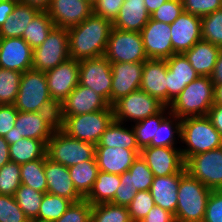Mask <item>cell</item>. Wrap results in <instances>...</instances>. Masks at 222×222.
Masks as SVG:
<instances>
[{"mask_svg":"<svg viewBox=\"0 0 222 222\" xmlns=\"http://www.w3.org/2000/svg\"><path fill=\"white\" fill-rule=\"evenodd\" d=\"M112 27L110 21L92 13L85 21L68 28L70 59L104 56Z\"/></svg>","mask_w":222,"mask_h":222,"instance_id":"cell-1","label":"cell"},{"mask_svg":"<svg viewBox=\"0 0 222 222\" xmlns=\"http://www.w3.org/2000/svg\"><path fill=\"white\" fill-rule=\"evenodd\" d=\"M214 104V83L211 77L199 76L188 84L168 106L180 119L208 115Z\"/></svg>","mask_w":222,"mask_h":222,"instance_id":"cell-2","label":"cell"},{"mask_svg":"<svg viewBox=\"0 0 222 222\" xmlns=\"http://www.w3.org/2000/svg\"><path fill=\"white\" fill-rule=\"evenodd\" d=\"M181 154L183 160L222 147V136L207 115L181 119Z\"/></svg>","mask_w":222,"mask_h":222,"instance_id":"cell-3","label":"cell"},{"mask_svg":"<svg viewBox=\"0 0 222 222\" xmlns=\"http://www.w3.org/2000/svg\"><path fill=\"white\" fill-rule=\"evenodd\" d=\"M211 189L186 170L180 173L178 202L175 213L176 222H203Z\"/></svg>","mask_w":222,"mask_h":222,"instance_id":"cell-4","label":"cell"},{"mask_svg":"<svg viewBox=\"0 0 222 222\" xmlns=\"http://www.w3.org/2000/svg\"><path fill=\"white\" fill-rule=\"evenodd\" d=\"M13 105L20 112L58 111L51 99L45 72L31 69L22 73Z\"/></svg>","mask_w":222,"mask_h":222,"instance_id":"cell-5","label":"cell"},{"mask_svg":"<svg viewBox=\"0 0 222 222\" xmlns=\"http://www.w3.org/2000/svg\"><path fill=\"white\" fill-rule=\"evenodd\" d=\"M113 120V110H98L76 116H57L58 127L65 134L95 146Z\"/></svg>","mask_w":222,"mask_h":222,"instance_id":"cell-6","label":"cell"},{"mask_svg":"<svg viewBox=\"0 0 222 222\" xmlns=\"http://www.w3.org/2000/svg\"><path fill=\"white\" fill-rule=\"evenodd\" d=\"M57 115L58 111H18L14 127L3 137L9 145L22 138H33L47 144L58 127Z\"/></svg>","mask_w":222,"mask_h":222,"instance_id":"cell-7","label":"cell"},{"mask_svg":"<svg viewBox=\"0 0 222 222\" xmlns=\"http://www.w3.org/2000/svg\"><path fill=\"white\" fill-rule=\"evenodd\" d=\"M46 155L66 167L83 161L96 160L94 144L68 136L59 127L47 142Z\"/></svg>","mask_w":222,"mask_h":222,"instance_id":"cell-8","label":"cell"},{"mask_svg":"<svg viewBox=\"0 0 222 222\" xmlns=\"http://www.w3.org/2000/svg\"><path fill=\"white\" fill-rule=\"evenodd\" d=\"M70 59L68 28L54 27L46 40L33 50L32 69L46 72Z\"/></svg>","mask_w":222,"mask_h":222,"instance_id":"cell-9","label":"cell"},{"mask_svg":"<svg viewBox=\"0 0 222 222\" xmlns=\"http://www.w3.org/2000/svg\"><path fill=\"white\" fill-rule=\"evenodd\" d=\"M104 56L110 63L145 62L148 57L141 33L112 27Z\"/></svg>","mask_w":222,"mask_h":222,"instance_id":"cell-10","label":"cell"},{"mask_svg":"<svg viewBox=\"0 0 222 222\" xmlns=\"http://www.w3.org/2000/svg\"><path fill=\"white\" fill-rule=\"evenodd\" d=\"M164 105L141 89L121 97L113 105L114 120L139 122L158 113Z\"/></svg>","mask_w":222,"mask_h":222,"instance_id":"cell-11","label":"cell"},{"mask_svg":"<svg viewBox=\"0 0 222 222\" xmlns=\"http://www.w3.org/2000/svg\"><path fill=\"white\" fill-rule=\"evenodd\" d=\"M186 172L211 190H222V147L185 160Z\"/></svg>","mask_w":222,"mask_h":222,"instance_id":"cell-12","label":"cell"},{"mask_svg":"<svg viewBox=\"0 0 222 222\" xmlns=\"http://www.w3.org/2000/svg\"><path fill=\"white\" fill-rule=\"evenodd\" d=\"M78 84L89 87L111 105L112 68L105 56L79 61Z\"/></svg>","mask_w":222,"mask_h":222,"instance_id":"cell-13","label":"cell"},{"mask_svg":"<svg viewBox=\"0 0 222 222\" xmlns=\"http://www.w3.org/2000/svg\"><path fill=\"white\" fill-rule=\"evenodd\" d=\"M53 102L59 107L79 82V61L68 59L45 72Z\"/></svg>","mask_w":222,"mask_h":222,"instance_id":"cell-14","label":"cell"},{"mask_svg":"<svg viewBox=\"0 0 222 222\" xmlns=\"http://www.w3.org/2000/svg\"><path fill=\"white\" fill-rule=\"evenodd\" d=\"M181 147L147 146L140 151L154 176H168L185 170Z\"/></svg>","mask_w":222,"mask_h":222,"instance_id":"cell-15","label":"cell"},{"mask_svg":"<svg viewBox=\"0 0 222 222\" xmlns=\"http://www.w3.org/2000/svg\"><path fill=\"white\" fill-rule=\"evenodd\" d=\"M98 110H113V108L95 91L78 84L58 107L57 116H76Z\"/></svg>","mask_w":222,"mask_h":222,"instance_id":"cell-16","label":"cell"},{"mask_svg":"<svg viewBox=\"0 0 222 222\" xmlns=\"http://www.w3.org/2000/svg\"><path fill=\"white\" fill-rule=\"evenodd\" d=\"M169 24L150 20L141 30L148 59H168L174 54Z\"/></svg>","mask_w":222,"mask_h":222,"instance_id":"cell-17","label":"cell"},{"mask_svg":"<svg viewBox=\"0 0 222 222\" xmlns=\"http://www.w3.org/2000/svg\"><path fill=\"white\" fill-rule=\"evenodd\" d=\"M144 62L111 63V106L121 97L140 89Z\"/></svg>","mask_w":222,"mask_h":222,"instance_id":"cell-18","label":"cell"},{"mask_svg":"<svg viewBox=\"0 0 222 222\" xmlns=\"http://www.w3.org/2000/svg\"><path fill=\"white\" fill-rule=\"evenodd\" d=\"M171 43L174 54H183L202 39L201 17L183 12L172 24Z\"/></svg>","mask_w":222,"mask_h":222,"instance_id":"cell-19","label":"cell"},{"mask_svg":"<svg viewBox=\"0 0 222 222\" xmlns=\"http://www.w3.org/2000/svg\"><path fill=\"white\" fill-rule=\"evenodd\" d=\"M47 13L56 27L70 28L85 21L93 5L86 0H51Z\"/></svg>","mask_w":222,"mask_h":222,"instance_id":"cell-20","label":"cell"},{"mask_svg":"<svg viewBox=\"0 0 222 222\" xmlns=\"http://www.w3.org/2000/svg\"><path fill=\"white\" fill-rule=\"evenodd\" d=\"M33 49L23 38H1L0 67L21 73L31 70Z\"/></svg>","mask_w":222,"mask_h":222,"instance_id":"cell-21","label":"cell"},{"mask_svg":"<svg viewBox=\"0 0 222 222\" xmlns=\"http://www.w3.org/2000/svg\"><path fill=\"white\" fill-rule=\"evenodd\" d=\"M167 69V106H169L181 91L197 79L199 75L188 62L184 54H173L166 59Z\"/></svg>","mask_w":222,"mask_h":222,"instance_id":"cell-22","label":"cell"},{"mask_svg":"<svg viewBox=\"0 0 222 222\" xmlns=\"http://www.w3.org/2000/svg\"><path fill=\"white\" fill-rule=\"evenodd\" d=\"M44 174L47 182V193L65 197L72 202L82 200L84 197L76 190L70 178L68 167L54 162L45 156Z\"/></svg>","mask_w":222,"mask_h":222,"instance_id":"cell-23","label":"cell"},{"mask_svg":"<svg viewBox=\"0 0 222 222\" xmlns=\"http://www.w3.org/2000/svg\"><path fill=\"white\" fill-rule=\"evenodd\" d=\"M166 59H147L144 62L140 89L167 106Z\"/></svg>","mask_w":222,"mask_h":222,"instance_id":"cell-24","label":"cell"},{"mask_svg":"<svg viewBox=\"0 0 222 222\" xmlns=\"http://www.w3.org/2000/svg\"><path fill=\"white\" fill-rule=\"evenodd\" d=\"M140 151L121 147L95 146V158L100 171L121 175L128 171Z\"/></svg>","mask_w":222,"mask_h":222,"instance_id":"cell-25","label":"cell"},{"mask_svg":"<svg viewBox=\"0 0 222 222\" xmlns=\"http://www.w3.org/2000/svg\"><path fill=\"white\" fill-rule=\"evenodd\" d=\"M149 20L150 14L144 0H124L112 25L121 31L140 33Z\"/></svg>","mask_w":222,"mask_h":222,"instance_id":"cell-26","label":"cell"},{"mask_svg":"<svg viewBox=\"0 0 222 222\" xmlns=\"http://www.w3.org/2000/svg\"><path fill=\"white\" fill-rule=\"evenodd\" d=\"M179 183L180 173L168 176H154L149 191L155 205L175 215L178 202L177 195Z\"/></svg>","mask_w":222,"mask_h":222,"instance_id":"cell-27","label":"cell"},{"mask_svg":"<svg viewBox=\"0 0 222 222\" xmlns=\"http://www.w3.org/2000/svg\"><path fill=\"white\" fill-rule=\"evenodd\" d=\"M220 49V47L201 39L183 54L199 76L210 77Z\"/></svg>","mask_w":222,"mask_h":222,"instance_id":"cell-28","label":"cell"},{"mask_svg":"<svg viewBox=\"0 0 222 222\" xmlns=\"http://www.w3.org/2000/svg\"><path fill=\"white\" fill-rule=\"evenodd\" d=\"M38 12V9L18 1L13 13L0 28L1 38H22L26 27Z\"/></svg>","mask_w":222,"mask_h":222,"instance_id":"cell-29","label":"cell"},{"mask_svg":"<svg viewBox=\"0 0 222 222\" xmlns=\"http://www.w3.org/2000/svg\"><path fill=\"white\" fill-rule=\"evenodd\" d=\"M125 125L113 120L102 134L96 146L121 147L133 151H141L133 128H127Z\"/></svg>","mask_w":222,"mask_h":222,"instance_id":"cell-30","label":"cell"},{"mask_svg":"<svg viewBox=\"0 0 222 222\" xmlns=\"http://www.w3.org/2000/svg\"><path fill=\"white\" fill-rule=\"evenodd\" d=\"M47 144L33 138H22L9 145L10 161L17 164L42 159L46 156Z\"/></svg>","mask_w":222,"mask_h":222,"instance_id":"cell-31","label":"cell"},{"mask_svg":"<svg viewBox=\"0 0 222 222\" xmlns=\"http://www.w3.org/2000/svg\"><path fill=\"white\" fill-rule=\"evenodd\" d=\"M119 185L120 175L99 170L93 187L85 199L92 205L110 203Z\"/></svg>","mask_w":222,"mask_h":222,"instance_id":"cell-32","label":"cell"},{"mask_svg":"<svg viewBox=\"0 0 222 222\" xmlns=\"http://www.w3.org/2000/svg\"><path fill=\"white\" fill-rule=\"evenodd\" d=\"M76 190L85 198L91 191L99 171L96 160L80 162L68 167Z\"/></svg>","mask_w":222,"mask_h":222,"instance_id":"cell-33","label":"cell"},{"mask_svg":"<svg viewBox=\"0 0 222 222\" xmlns=\"http://www.w3.org/2000/svg\"><path fill=\"white\" fill-rule=\"evenodd\" d=\"M167 111V112H166ZM166 114V115H165ZM170 114L168 106H164L155 115L149 116L139 122L131 124L135 132L140 149L150 146L152 140H156V132L160 123Z\"/></svg>","mask_w":222,"mask_h":222,"instance_id":"cell-34","label":"cell"},{"mask_svg":"<svg viewBox=\"0 0 222 222\" xmlns=\"http://www.w3.org/2000/svg\"><path fill=\"white\" fill-rule=\"evenodd\" d=\"M54 27L55 25L47 11H39L26 27L22 38L34 50L46 40Z\"/></svg>","mask_w":222,"mask_h":222,"instance_id":"cell-35","label":"cell"},{"mask_svg":"<svg viewBox=\"0 0 222 222\" xmlns=\"http://www.w3.org/2000/svg\"><path fill=\"white\" fill-rule=\"evenodd\" d=\"M45 157L20 165L21 184L35 191L47 193V182L44 174Z\"/></svg>","mask_w":222,"mask_h":222,"instance_id":"cell-36","label":"cell"},{"mask_svg":"<svg viewBox=\"0 0 222 222\" xmlns=\"http://www.w3.org/2000/svg\"><path fill=\"white\" fill-rule=\"evenodd\" d=\"M179 138H181V119L170 113L160 123L156 132V140H152L150 146L176 147V143L181 142Z\"/></svg>","mask_w":222,"mask_h":222,"instance_id":"cell-37","label":"cell"},{"mask_svg":"<svg viewBox=\"0 0 222 222\" xmlns=\"http://www.w3.org/2000/svg\"><path fill=\"white\" fill-rule=\"evenodd\" d=\"M71 203L72 201L65 197L45 193L36 220L55 222L67 211Z\"/></svg>","mask_w":222,"mask_h":222,"instance_id":"cell-38","label":"cell"},{"mask_svg":"<svg viewBox=\"0 0 222 222\" xmlns=\"http://www.w3.org/2000/svg\"><path fill=\"white\" fill-rule=\"evenodd\" d=\"M44 194L45 193L35 191L33 188L24 184H21L16 190L14 194L15 201L30 221L37 219Z\"/></svg>","mask_w":222,"mask_h":222,"instance_id":"cell-39","label":"cell"},{"mask_svg":"<svg viewBox=\"0 0 222 222\" xmlns=\"http://www.w3.org/2000/svg\"><path fill=\"white\" fill-rule=\"evenodd\" d=\"M90 222H132L128 207L112 203L92 205Z\"/></svg>","mask_w":222,"mask_h":222,"instance_id":"cell-40","label":"cell"},{"mask_svg":"<svg viewBox=\"0 0 222 222\" xmlns=\"http://www.w3.org/2000/svg\"><path fill=\"white\" fill-rule=\"evenodd\" d=\"M22 73L0 67V105H13Z\"/></svg>","mask_w":222,"mask_h":222,"instance_id":"cell-41","label":"cell"},{"mask_svg":"<svg viewBox=\"0 0 222 222\" xmlns=\"http://www.w3.org/2000/svg\"><path fill=\"white\" fill-rule=\"evenodd\" d=\"M202 40L222 48V8L201 17Z\"/></svg>","mask_w":222,"mask_h":222,"instance_id":"cell-42","label":"cell"},{"mask_svg":"<svg viewBox=\"0 0 222 222\" xmlns=\"http://www.w3.org/2000/svg\"><path fill=\"white\" fill-rule=\"evenodd\" d=\"M20 185V164L7 162L0 168V195L14 196Z\"/></svg>","mask_w":222,"mask_h":222,"instance_id":"cell-43","label":"cell"},{"mask_svg":"<svg viewBox=\"0 0 222 222\" xmlns=\"http://www.w3.org/2000/svg\"><path fill=\"white\" fill-rule=\"evenodd\" d=\"M128 171L131 174L133 188L136 187L138 191L150 190L154 174L141 155H138Z\"/></svg>","mask_w":222,"mask_h":222,"instance_id":"cell-44","label":"cell"},{"mask_svg":"<svg viewBox=\"0 0 222 222\" xmlns=\"http://www.w3.org/2000/svg\"><path fill=\"white\" fill-rule=\"evenodd\" d=\"M154 206L155 202L149 190L136 192L135 197L127 206L132 222H141Z\"/></svg>","mask_w":222,"mask_h":222,"instance_id":"cell-45","label":"cell"},{"mask_svg":"<svg viewBox=\"0 0 222 222\" xmlns=\"http://www.w3.org/2000/svg\"><path fill=\"white\" fill-rule=\"evenodd\" d=\"M0 222H30L14 196L0 195Z\"/></svg>","mask_w":222,"mask_h":222,"instance_id":"cell-46","label":"cell"},{"mask_svg":"<svg viewBox=\"0 0 222 222\" xmlns=\"http://www.w3.org/2000/svg\"><path fill=\"white\" fill-rule=\"evenodd\" d=\"M92 204L83 198L72 202L67 211L55 222H90Z\"/></svg>","mask_w":222,"mask_h":222,"instance_id":"cell-47","label":"cell"},{"mask_svg":"<svg viewBox=\"0 0 222 222\" xmlns=\"http://www.w3.org/2000/svg\"><path fill=\"white\" fill-rule=\"evenodd\" d=\"M184 12L182 0H168L150 15L152 20L172 24Z\"/></svg>","mask_w":222,"mask_h":222,"instance_id":"cell-48","label":"cell"},{"mask_svg":"<svg viewBox=\"0 0 222 222\" xmlns=\"http://www.w3.org/2000/svg\"><path fill=\"white\" fill-rule=\"evenodd\" d=\"M136 192V187H132L131 174L129 171H125L120 175V185L116 189L114 199L110 202L115 205L128 206Z\"/></svg>","mask_w":222,"mask_h":222,"instance_id":"cell-49","label":"cell"},{"mask_svg":"<svg viewBox=\"0 0 222 222\" xmlns=\"http://www.w3.org/2000/svg\"><path fill=\"white\" fill-rule=\"evenodd\" d=\"M183 9L189 14L203 17L222 8V0H182Z\"/></svg>","mask_w":222,"mask_h":222,"instance_id":"cell-50","label":"cell"},{"mask_svg":"<svg viewBox=\"0 0 222 222\" xmlns=\"http://www.w3.org/2000/svg\"><path fill=\"white\" fill-rule=\"evenodd\" d=\"M124 0H95L93 14L113 23L118 16Z\"/></svg>","mask_w":222,"mask_h":222,"instance_id":"cell-51","label":"cell"},{"mask_svg":"<svg viewBox=\"0 0 222 222\" xmlns=\"http://www.w3.org/2000/svg\"><path fill=\"white\" fill-rule=\"evenodd\" d=\"M203 222H222V190H212Z\"/></svg>","mask_w":222,"mask_h":222,"instance_id":"cell-52","label":"cell"},{"mask_svg":"<svg viewBox=\"0 0 222 222\" xmlns=\"http://www.w3.org/2000/svg\"><path fill=\"white\" fill-rule=\"evenodd\" d=\"M18 110L14 105H0V136L3 137L15 124Z\"/></svg>","mask_w":222,"mask_h":222,"instance_id":"cell-53","label":"cell"},{"mask_svg":"<svg viewBox=\"0 0 222 222\" xmlns=\"http://www.w3.org/2000/svg\"><path fill=\"white\" fill-rule=\"evenodd\" d=\"M141 222H176V220L174 214L155 205Z\"/></svg>","mask_w":222,"mask_h":222,"instance_id":"cell-54","label":"cell"},{"mask_svg":"<svg viewBox=\"0 0 222 222\" xmlns=\"http://www.w3.org/2000/svg\"><path fill=\"white\" fill-rule=\"evenodd\" d=\"M207 116L222 136V105L213 104Z\"/></svg>","mask_w":222,"mask_h":222,"instance_id":"cell-55","label":"cell"},{"mask_svg":"<svg viewBox=\"0 0 222 222\" xmlns=\"http://www.w3.org/2000/svg\"><path fill=\"white\" fill-rule=\"evenodd\" d=\"M18 1H2L0 2V28L6 21V19L13 13L14 7Z\"/></svg>","mask_w":222,"mask_h":222,"instance_id":"cell-56","label":"cell"},{"mask_svg":"<svg viewBox=\"0 0 222 222\" xmlns=\"http://www.w3.org/2000/svg\"><path fill=\"white\" fill-rule=\"evenodd\" d=\"M210 77L214 84L222 83V48L220 49V52L217 57V62Z\"/></svg>","mask_w":222,"mask_h":222,"instance_id":"cell-57","label":"cell"},{"mask_svg":"<svg viewBox=\"0 0 222 222\" xmlns=\"http://www.w3.org/2000/svg\"><path fill=\"white\" fill-rule=\"evenodd\" d=\"M10 161L9 144L0 136V168Z\"/></svg>","mask_w":222,"mask_h":222,"instance_id":"cell-58","label":"cell"},{"mask_svg":"<svg viewBox=\"0 0 222 222\" xmlns=\"http://www.w3.org/2000/svg\"><path fill=\"white\" fill-rule=\"evenodd\" d=\"M30 7L36 8L39 11H48L51 5V0H18Z\"/></svg>","mask_w":222,"mask_h":222,"instance_id":"cell-59","label":"cell"},{"mask_svg":"<svg viewBox=\"0 0 222 222\" xmlns=\"http://www.w3.org/2000/svg\"><path fill=\"white\" fill-rule=\"evenodd\" d=\"M168 0H144L147 11L151 15Z\"/></svg>","mask_w":222,"mask_h":222,"instance_id":"cell-60","label":"cell"},{"mask_svg":"<svg viewBox=\"0 0 222 222\" xmlns=\"http://www.w3.org/2000/svg\"><path fill=\"white\" fill-rule=\"evenodd\" d=\"M214 104L222 105V83L214 84Z\"/></svg>","mask_w":222,"mask_h":222,"instance_id":"cell-61","label":"cell"},{"mask_svg":"<svg viewBox=\"0 0 222 222\" xmlns=\"http://www.w3.org/2000/svg\"><path fill=\"white\" fill-rule=\"evenodd\" d=\"M88 2H90L92 5L94 4L95 0H86Z\"/></svg>","mask_w":222,"mask_h":222,"instance_id":"cell-62","label":"cell"},{"mask_svg":"<svg viewBox=\"0 0 222 222\" xmlns=\"http://www.w3.org/2000/svg\"><path fill=\"white\" fill-rule=\"evenodd\" d=\"M30 222H46V221L31 220Z\"/></svg>","mask_w":222,"mask_h":222,"instance_id":"cell-63","label":"cell"},{"mask_svg":"<svg viewBox=\"0 0 222 222\" xmlns=\"http://www.w3.org/2000/svg\"><path fill=\"white\" fill-rule=\"evenodd\" d=\"M2 1H8V0H0V2H2ZM12 1H18V0H12Z\"/></svg>","mask_w":222,"mask_h":222,"instance_id":"cell-64","label":"cell"}]
</instances>
